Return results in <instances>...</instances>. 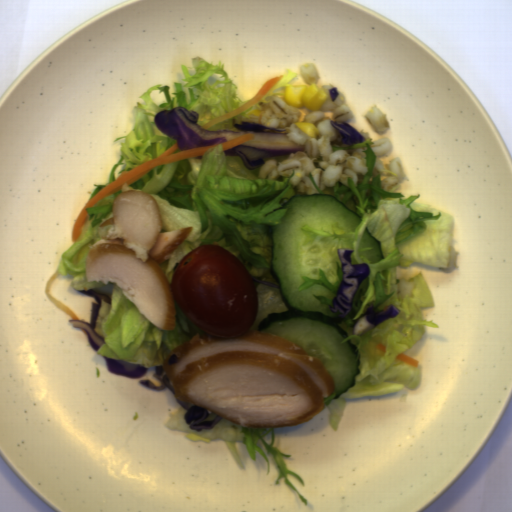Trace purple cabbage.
<instances>
[{
    "mask_svg": "<svg viewBox=\"0 0 512 512\" xmlns=\"http://www.w3.org/2000/svg\"><path fill=\"white\" fill-rule=\"evenodd\" d=\"M198 118L199 115L195 111L177 106L158 111L154 114L153 121L160 132L176 140L180 151L225 143L245 133H253L254 137L238 146L259 150L273 157L304 152L306 147L288 138L285 129L243 121L240 124H234L239 129L237 132L230 129L205 130L199 126Z\"/></svg>",
    "mask_w": 512,
    "mask_h": 512,
    "instance_id": "obj_1",
    "label": "purple cabbage"
},
{
    "mask_svg": "<svg viewBox=\"0 0 512 512\" xmlns=\"http://www.w3.org/2000/svg\"><path fill=\"white\" fill-rule=\"evenodd\" d=\"M354 249L337 248L340 260L342 281L338 287L336 296L332 298L331 305H328L332 312L339 311L338 316L345 317L353 306L354 295L361 282L371 274L368 262L352 263L351 254Z\"/></svg>",
    "mask_w": 512,
    "mask_h": 512,
    "instance_id": "obj_2",
    "label": "purple cabbage"
},
{
    "mask_svg": "<svg viewBox=\"0 0 512 512\" xmlns=\"http://www.w3.org/2000/svg\"><path fill=\"white\" fill-rule=\"evenodd\" d=\"M85 295L93 297L96 302L91 301V313L90 321H84L80 319H68L67 323L72 327L83 329L88 337L89 347L97 352L99 348L105 343V337L98 334L95 330V323L98 311L101 307L102 299L112 305V299L109 294H103L95 290H79Z\"/></svg>",
    "mask_w": 512,
    "mask_h": 512,
    "instance_id": "obj_3",
    "label": "purple cabbage"
},
{
    "mask_svg": "<svg viewBox=\"0 0 512 512\" xmlns=\"http://www.w3.org/2000/svg\"><path fill=\"white\" fill-rule=\"evenodd\" d=\"M176 400V399H175ZM178 404L186 409L183 417L190 430L201 432L202 430H211L222 418L216 415L211 421H204L209 415V410L204 406H197L194 402H183L176 400Z\"/></svg>",
    "mask_w": 512,
    "mask_h": 512,
    "instance_id": "obj_4",
    "label": "purple cabbage"
},
{
    "mask_svg": "<svg viewBox=\"0 0 512 512\" xmlns=\"http://www.w3.org/2000/svg\"><path fill=\"white\" fill-rule=\"evenodd\" d=\"M400 310L395 306H389L387 310L382 313H377L375 307H367L366 313L362 314L354 323L352 328V336H359L386 319H393L398 316Z\"/></svg>",
    "mask_w": 512,
    "mask_h": 512,
    "instance_id": "obj_5",
    "label": "purple cabbage"
},
{
    "mask_svg": "<svg viewBox=\"0 0 512 512\" xmlns=\"http://www.w3.org/2000/svg\"><path fill=\"white\" fill-rule=\"evenodd\" d=\"M107 363L108 370L117 375L128 378H140L144 375L148 368H145L140 363H131L118 358L103 357Z\"/></svg>",
    "mask_w": 512,
    "mask_h": 512,
    "instance_id": "obj_6",
    "label": "purple cabbage"
},
{
    "mask_svg": "<svg viewBox=\"0 0 512 512\" xmlns=\"http://www.w3.org/2000/svg\"><path fill=\"white\" fill-rule=\"evenodd\" d=\"M329 122L332 128L340 132L341 135L339 143L335 140L331 141L330 145H354L355 143H360L366 139L360 135V132H358L355 127L346 121L337 123L331 120Z\"/></svg>",
    "mask_w": 512,
    "mask_h": 512,
    "instance_id": "obj_7",
    "label": "purple cabbage"
},
{
    "mask_svg": "<svg viewBox=\"0 0 512 512\" xmlns=\"http://www.w3.org/2000/svg\"><path fill=\"white\" fill-rule=\"evenodd\" d=\"M152 376H154L155 378L160 380L162 385H156L154 382H152L149 379L139 380L138 384H140L141 386H143L146 389H151V390H156V391L163 390L164 388L167 387L173 394H175L172 382H171L167 372L165 371V369L163 367H161V365L155 366L154 373Z\"/></svg>",
    "mask_w": 512,
    "mask_h": 512,
    "instance_id": "obj_8",
    "label": "purple cabbage"
},
{
    "mask_svg": "<svg viewBox=\"0 0 512 512\" xmlns=\"http://www.w3.org/2000/svg\"><path fill=\"white\" fill-rule=\"evenodd\" d=\"M225 156H238L246 165L247 169L253 170L255 168H258L265 164L267 161L263 157L255 159V160H249L248 157L240 150H237L235 148H229L226 150H223Z\"/></svg>",
    "mask_w": 512,
    "mask_h": 512,
    "instance_id": "obj_9",
    "label": "purple cabbage"
},
{
    "mask_svg": "<svg viewBox=\"0 0 512 512\" xmlns=\"http://www.w3.org/2000/svg\"><path fill=\"white\" fill-rule=\"evenodd\" d=\"M328 90H329L330 100H332L334 102L340 94L339 89H338V87L333 86L331 88H328Z\"/></svg>",
    "mask_w": 512,
    "mask_h": 512,
    "instance_id": "obj_10",
    "label": "purple cabbage"
}]
</instances>
